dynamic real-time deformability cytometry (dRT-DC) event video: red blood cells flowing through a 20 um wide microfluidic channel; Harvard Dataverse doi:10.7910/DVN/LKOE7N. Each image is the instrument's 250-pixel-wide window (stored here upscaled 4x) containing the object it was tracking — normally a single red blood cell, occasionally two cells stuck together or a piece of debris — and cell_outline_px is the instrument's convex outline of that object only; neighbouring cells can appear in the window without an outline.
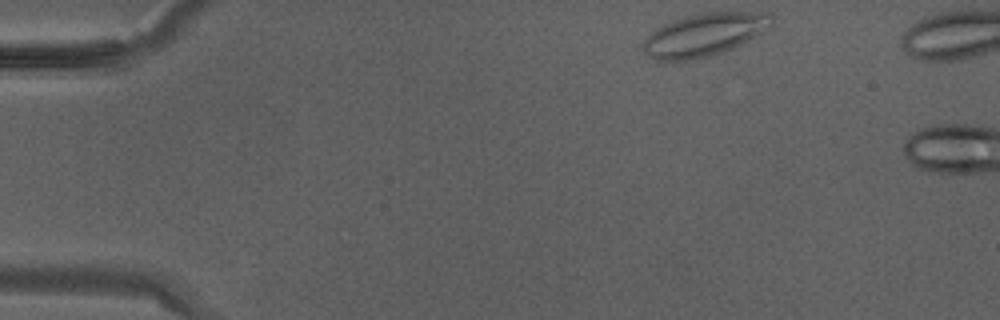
{"species": "Egyptian fruit bat (a non-hibernating species)", "species_latin": "Rousettus aegyptiacus", "temperature_condition": "warm", "stored_images_in_passage": 3, "camera_frame_rate_fps": 3000, "um_per_image_px": 0.085, "animal": {"sex": "male"}, "frame": {"image": 1, "passage_image": 1, "time_ms": 0.0, "image_size_px": [1000, 320], "cell_outline_px": [[772, 24], [756, 36], [732, 48], [708, 56], [688, 60], [656, 60], [648, 56], [644, 52], [640, 44], [656, 28], [664, 24], [684, 16], [704, 12], [768, 12], [772, 16]], "centroid_in_image_um": [59.83, 2.94], "position_along_channel_um": 25.2, "area_um2": 31.79}}